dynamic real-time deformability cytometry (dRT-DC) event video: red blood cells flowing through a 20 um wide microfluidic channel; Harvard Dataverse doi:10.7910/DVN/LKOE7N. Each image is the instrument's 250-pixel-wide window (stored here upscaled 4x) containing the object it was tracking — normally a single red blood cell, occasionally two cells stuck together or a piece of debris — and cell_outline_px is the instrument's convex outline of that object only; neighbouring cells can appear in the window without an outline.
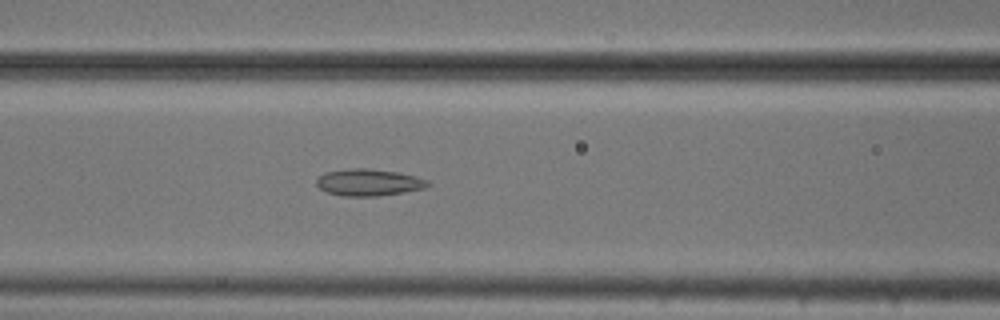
{"species": "common noctule bat (a hibernating species)", "species_latin": "Nyctalus noctula", "temperature_condition": "cold", "stored_images_in_passage": 53, "camera_frame_rate_fps": 3000, "um_per_image_px": 0.085, "animal": {"sex": "male", "body_mass_g": 20.5, "forearm_length_mm": 52.5}, "frame": {"image": 1, "passage_image": 22, "time_ms": 7.0, "image_size_px": [1000, 320], "cell_outline_px": [[432, 184], [424, 188], [404, 192], [380, 196], [344, 196], [328, 192], [320, 188], [316, 184], [316, 180], [324, 172], [348, 168], [368, 168], [396, 172], [416, 176], [428, 180]], "centroid_in_image_um": [31.35, 15.5], "position_along_channel_um": 135.2, "area_um2": 17.46}}
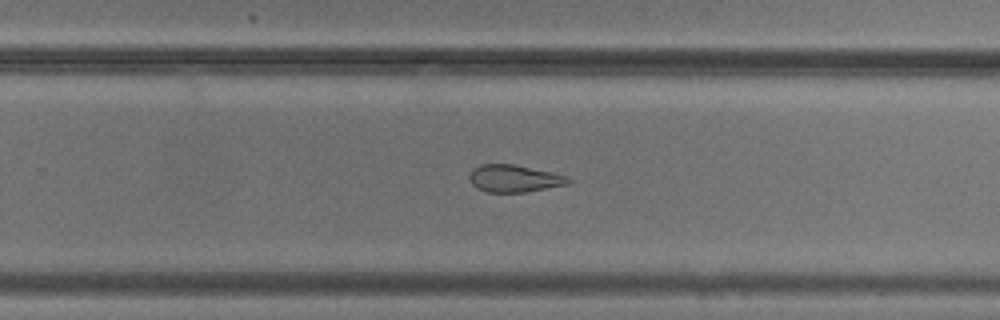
{"frame": {"image": 2, "passage_image": 34, "time_ms": 11.0, "image_size_px": [1000, 320], "cell_outline_px": [[572, 180], [568, 184], [524, 192], [488, 192], [476, 188], [472, 184], [468, 176], [472, 168], [480, 164], [512, 164], [568, 176]], "centroid_in_image_um": [43.66, 15.17], "position_along_channel_um": 286.1, "area_um2": 15.61}}
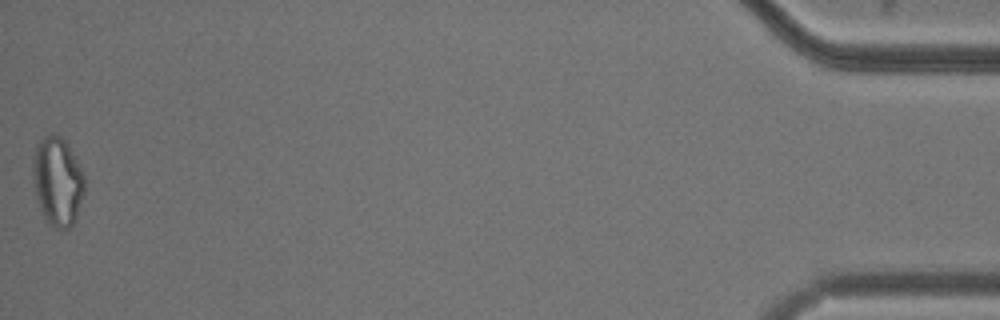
{"frame": {"image": 3, "passage_image": 53, "time_ms": 17.333, "image_size_px": [1000, 320], "cell_outline_px": [[84, 192], [76, 220], [68, 228], [60, 232], [48, 224], [44, 220], [36, 196], [32, 176], [32, 160], [36, 144], [44, 136], [52, 132], [56, 132], [64, 140], [76, 160], [84, 176]], "centroid_in_image_um": [4.86, 15.45], "position_along_channel_um": 430.3, "area_um2": 27.11}, "authors_computed_cell_mechanics": {"area_um2": 20.519, "velocity_mm_per_s": 3.7846, "shape_relaxation_time_tau1_ms": null, "shape_relaxation_time_tau2_ms": 2.7596, "deformation_change_tau1": null, "deformation_change_tau2": 0.1057}}